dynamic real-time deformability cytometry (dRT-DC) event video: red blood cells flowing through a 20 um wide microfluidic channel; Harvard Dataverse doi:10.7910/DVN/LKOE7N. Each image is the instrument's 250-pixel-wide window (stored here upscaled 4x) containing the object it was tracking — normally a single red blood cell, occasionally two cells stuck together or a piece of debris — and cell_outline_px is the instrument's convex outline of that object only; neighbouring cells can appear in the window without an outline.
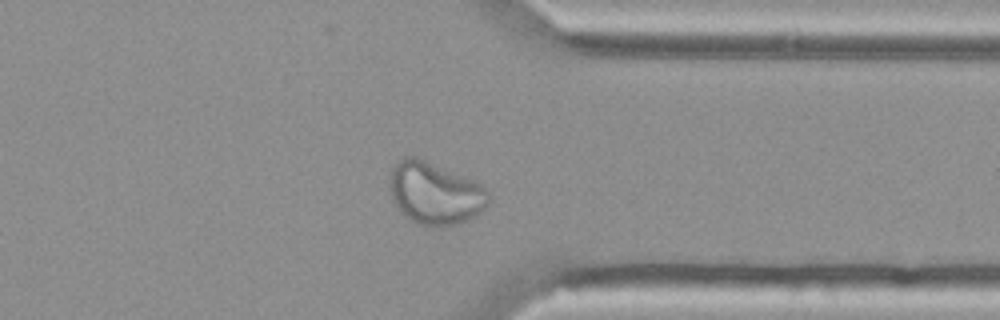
{"species": "Egyptian fruit bat (a non-hibernating species)", "species_latin": "Rousettus aegyptiacus", "temperature_condition": "cold", "stored_images_in_passage": 44, "camera_frame_rate_fps": 3000, "um_per_image_px": 0.085, "animal": {"sex": "female"}, "frame": {"image": 1, "passage_image": 32, "time_ms": 10.333, "image_size_px": [1000, 320], "cell_outline_px": [[488, 204], [476, 216], [456, 224], [432, 228], [420, 224], [404, 216], [400, 212], [392, 200], [388, 180], [388, 176], [392, 164], [404, 156], [416, 156], [476, 180], [488, 192]], "centroid_in_image_um": [36.92, 16.4], "position_along_channel_um": 374.5, "area_um2": 36.53}}